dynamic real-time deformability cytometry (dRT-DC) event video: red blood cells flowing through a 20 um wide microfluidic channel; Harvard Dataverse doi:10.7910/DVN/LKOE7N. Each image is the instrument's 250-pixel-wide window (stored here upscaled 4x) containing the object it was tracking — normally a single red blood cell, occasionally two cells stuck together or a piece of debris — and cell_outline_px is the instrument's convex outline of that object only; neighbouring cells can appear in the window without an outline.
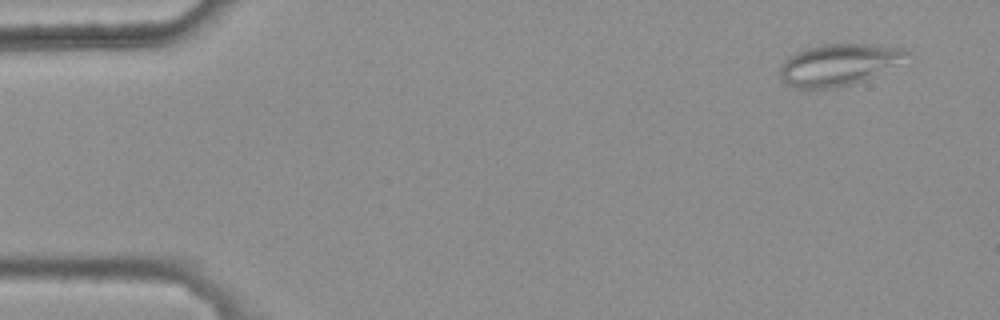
{"species": "common noctule bat (a hibernating species)", "species_latin": "Nyctalus noctula", "temperature_condition": "warm", "stored_images_in_passage": 5, "camera_frame_rate_fps": 3000, "um_per_image_px": 0.085, "animal": {"sex": "female", "body_mass_g": 25.1}, "frame": {"image": 1, "passage_image": 1, "time_ms": 0.0, "image_size_px": [1000, 320], "cell_outline_px": [[908, 52], [892, 64], [864, 80], [852, 84], [836, 88], [804, 92], [788, 84], [780, 76], [780, 64], [788, 56], [804, 48], [820, 44], [868, 44], [904, 48]], "centroid_in_image_um": [71.09, 5.52], "position_along_channel_um": 13.9, "area_um2": 30.46}}